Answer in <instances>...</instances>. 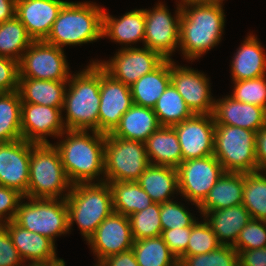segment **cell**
<instances>
[{"instance_id":"cell-1","label":"cell","mask_w":266,"mask_h":266,"mask_svg":"<svg viewBox=\"0 0 266 266\" xmlns=\"http://www.w3.org/2000/svg\"><path fill=\"white\" fill-rule=\"evenodd\" d=\"M66 130V139L57 142L63 168L69 181L76 183L105 182L104 154L106 135L97 131ZM103 174V175H102ZM100 175L103 178H100ZM96 179V181H95Z\"/></svg>"},{"instance_id":"cell-2","label":"cell","mask_w":266,"mask_h":266,"mask_svg":"<svg viewBox=\"0 0 266 266\" xmlns=\"http://www.w3.org/2000/svg\"><path fill=\"white\" fill-rule=\"evenodd\" d=\"M223 2L187 5L181 8L179 47L193 62L217 46L225 27Z\"/></svg>"},{"instance_id":"cell-3","label":"cell","mask_w":266,"mask_h":266,"mask_svg":"<svg viewBox=\"0 0 266 266\" xmlns=\"http://www.w3.org/2000/svg\"><path fill=\"white\" fill-rule=\"evenodd\" d=\"M67 85L62 108L66 110V130L98 132L100 65L90 63L84 70L70 74Z\"/></svg>"},{"instance_id":"cell-4","label":"cell","mask_w":266,"mask_h":266,"mask_svg":"<svg viewBox=\"0 0 266 266\" xmlns=\"http://www.w3.org/2000/svg\"><path fill=\"white\" fill-rule=\"evenodd\" d=\"M103 9L93 2L67 1L44 41L63 49L102 39Z\"/></svg>"},{"instance_id":"cell-5","label":"cell","mask_w":266,"mask_h":266,"mask_svg":"<svg viewBox=\"0 0 266 266\" xmlns=\"http://www.w3.org/2000/svg\"><path fill=\"white\" fill-rule=\"evenodd\" d=\"M65 199L69 231L76 222L86 241L113 212L112 191L108 182L73 184Z\"/></svg>"},{"instance_id":"cell-6","label":"cell","mask_w":266,"mask_h":266,"mask_svg":"<svg viewBox=\"0 0 266 266\" xmlns=\"http://www.w3.org/2000/svg\"><path fill=\"white\" fill-rule=\"evenodd\" d=\"M72 185L55 145L31 143L27 198L65 199Z\"/></svg>"},{"instance_id":"cell-7","label":"cell","mask_w":266,"mask_h":266,"mask_svg":"<svg viewBox=\"0 0 266 266\" xmlns=\"http://www.w3.org/2000/svg\"><path fill=\"white\" fill-rule=\"evenodd\" d=\"M256 132L236 126L215 124L214 156L225 172L257 171Z\"/></svg>"},{"instance_id":"cell-8","label":"cell","mask_w":266,"mask_h":266,"mask_svg":"<svg viewBox=\"0 0 266 266\" xmlns=\"http://www.w3.org/2000/svg\"><path fill=\"white\" fill-rule=\"evenodd\" d=\"M19 202L14 221L24 229L38 233L55 243L56 236L69 233L66 199L27 198Z\"/></svg>"},{"instance_id":"cell-9","label":"cell","mask_w":266,"mask_h":266,"mask_svg":"<svg viewBox=\"0 0 266 266\" xmlns=\"http://www.w3.org/2000/svg\"><path fill=\"white\" fill-rule=\"evenodd\" d=\"M150 165L145 143L106 135L104 178L110 181H137Z\"/></svg>"},{"instance_id":"cell-10","label":"cell","mask_w":266,"mask_h":266,"mask_svg":"<svg viewBox=\"0 0 266 266\" xmlns=\"http://www.w3.org/2000/svg\"><path fill=\"white\" fill-rule=\"evenodd\" d=\"M63 50L44 40L33 41L18 62L19 78L68 81L71 73Z\"/></svg>"},{"instance_id":"cell-11","label":"cell","mask_w":266,"mask_h":266,"mask_svg":"<svg viewBox=\"0 0 266 266\" xmlns=\"http://www.w3.org/2000/svg\"><path fill=\"white\" fill-rule=\"evenodd\" d=\"M177 171L178 194L195 207H199L225 172L214 155L183 161Z\"/></svg>"},{"instance_id":"cell-12","label":"cell","mask_w":266,"mask_h":266,"mask_svg":"<svg viewBox=\"0 0 266 266\" xmlns=\"http://www.w3.org/2000/svg\"><path fill=\"white\" fill-rule=\"evenodd\" d=\"M177 5L174 17L163 3H157L153 9H144L145 37L144 47L159 53L164 59L170 58L179 49V30L181 7Z\"/></svg>"},{"instance_id":"cell-13","label":"cell","mask_w":266,"mask_h":266,"mask_svg":"<svg viewBox=\"0 0 266 266\" xmlns=\"http://www.w3.org/2000/svg\"><path fill=\"white\" fill-rule=\"evenodd\" d=\"M165 59L147 47H122L108 61H90L98 63L114 79L127 86L134 84L139 78L156 69Z\"/></svg>"},{"instance_id":"cell-14","label":"cell","mask_w":266,"mask_h":266,"mask_svg":"<svg viewBox=\"0 0 266 266\" xmlns=\"http://www.w3.org/2000/svg\"><path fill=\"white\" fill-rule=\"evenodd\" d=\"M133 105L130 86L114 79L100 66V106L98 132L112 133L122 115Z\"/></svg>"},{"instance_id":"cell-15","label":"cell","mask_w":266,"mask_h":266,"mask_svg":"<svg viewBox=\"0 0 266 266\" xmlns=\"http://www.w3.org/2000/svg\"><path fill=\"white\" fill-rule=\"evenodd\" d=\"M172 127L181 146L183 161L214 154L215 121L212 114H194Z\"/></svg>"},{"instance_id":"cell-16","label":"cell","mask_w":266,"mask_h":266,"mask_svg":"<svg viewBox=\"0 0 266 266\" xmlns=\"http://www.w3.org/2000/svg\"><path fill=\"white\" fill-rule=\"evenodd\" d=\"M171 83L194 114H213L215 99L209 78L194 68L176 65L170 59Z\"/></svg>"},{"instance_id":"cell-17","label":"cell","mask_w":266,"mask_h":266,"mask_svg":"<svg viewBox=\"0 0 266 266\" xmlns=\"http://www.w3.org/2000/svg\"><path fill=\"white\" fill-rule=\"evenodd\" d=\"M87 243L97 257L98 263L95 266L109 256L132 249L134 239L129 218L112 212L98 226Z\"/></svg>"},{"instance_id":"cell-18","label":"cell","mask_w":266,"mask_h":266,"mask_svg":"<svg viewBox=\"0 0 266 266\" xmlns=\"http://www.w3.org/2000/svg\"><path fill=\"white\" fill-rule=\"evenodd\" d=\"M62 108L22 103V139L34 144L50 143L46 136L58 139L66 131L63 124Z\"/></svg>"},{"instance_id":"cell-19","label":"cell","mask_w":266,"mask_h":266,"mask_svg":"<svg viewBox=\"0 0 266 266\" xmlns=\"http://www.w3.org/2000/svg\"><path fill=\"white\" fill-rule=\"evenodd\" d=\"M31 142L19 139L0 143V186L12 188L27 198Z\"/></svg>"},{"instance_id":"cell-20","label":"cell","mask_w":266,"mask_h":266,"mask_svg":"<svg viewBox=\"0 0 266 266\" xmlns=\"http://www.w3.org/2000/svg\"><path fill=\"white\" fill-rule=\"evenodd\" d=\"M66 2L63 0H16L15 16L25 26L28 35L34 41L45 40Z\"/></svg>"},{"instance_id":"cell-21","label":"cell","mask_w":266,"mask_h":266,"mask_svg":"<svg viewBox=\"0 0 266 266\" xmlns=\"http://www.w3.org/2000/svg\"><path fill=\"white\" fill-rule=\"evenodd\" d=\"M213 118L215 124L236 126L257 132L266 125V109L224 96L215 100Z\"/></svg>"},{"instance_id":"cell-22","label":"cell","mask_w":266,"mask_h":266,"mask_svg":"<svg viewBox=\"0 0 266 266\" xmlns=\"http://www.w3.org/2000/svg\"><path fill=\"white\" fill-rule=\"evenodd\" d=\"M9 233L12 243L24 263L50 262L57 258L55 243L38 233L19 226L14 220L2 225Z\"/></svg>"},{"instance_id":"cell-23","label":"cell","mask_w":266,"mask_h":266,"mask_svg":"<svg viewBox=\"0 0 266 266\" xmlns=\"http://www.w3.org/2000/svg\"><path fill=\"white\" fill-rule=\"evenodd\" d=\"M102 37H107L113 42L124 44L131 48V44L140 41L144 43L145 14L144 9H135L126 12L120 18H115L104 9Z\"/></svg>"},{"instance_id":"cell-24","label":"cell","mask_w":266,"mask_h":266,"mask_svg":"<svg viewBox=\"0 0 266 266\" xmlns=\"http://www.w3.org/2000/svg\"><path fill=\"white\" fill-rule=\"evenodd\" d=\"M221 245L233 246L239 233L251 220L248 210L241 204L201 214Z\"/></svg>"},{"instance_id":"cell-25","label":"cell","mask_w":266,"mask_h":266,"mask_svg":"<svg viewBox=\"0 0 266 266\" xmlns=\"http://www.w3.org/2000/svg\"><path fill=\"white\" fill-rule=\"evenodd\" d=\"M244 40L231 61L232 81L254 79L266 75V54L261 43L252 33Z\"/></svg>"},{"instance_id":"cell-26","label":"cell","mask_w":266,"mask_h":266,"mask_svg":"<svg viewBox=\"0 0 266 266\" xmlns=\"http://www.w3.org/2000/svg\"><path fill=\"white\" fill-rule=\"evenodd\" d=\"M144 143L152 165L177 168L183 162L181 146L172 126H160Z\"/></svg>"},{"instance_id":"cell-27","label":"cell","mask_w":266,"mask_h":266,"mask_svg":"<svg viewBox=\"0 0 266 266\" xmlns=\"http://www.w3.org/2000/svg\"><path fill=\"white\" fill-rule=\"evenodd\" d=\"M244 173L224 172L199 205L200 214L243 203Z\"/></svg>"},{"instance_id":"cell-28","label":"cell","mask_w":266,"mask_h":266,"mask_svg":"<svg viewBox=\"0 0 266 266\" xmlns=\"http://www.w3.org/2000/svg\"><path fill=\"white\" fill-rule=\"evenodd\" d=\"M160 126L153 108L133 104L111 134L126 140L145 142Z\"/></svg>"},{"instance_id":"cell-29","label":"cell","mask_w":266,"mask_h":266,"mask_svg":"<svg viewBox=\"0 0 266 266\" xmlns=\"http://www.w3.org/2000/svg\"><path fill=\"white\" fill-rule=\"evenodd\" d=\"M154 203H164L178 190L177 168L150 164L137 180Z\"/></svg>"},{"instance_id":"cell-30","label":"cell","mask_w":266,"mask_h":266,"mask_svg":"<svg viewBox=\"0 0 266 266\" xmlns=\"http://www.w3.org/2000/svg\"><path fill=\"white\" fill-rule=\"evenodd\" d=\"M68 81L19 78L18 92L22 103L63 107Z\"/></svg>"},{"instance_id":"cell-31","label":"cell","mask_w":266,"mask_h":266,"mask_svg":"<svg viewBox=\"0 0 266 266\" xmlns=\"http://www.w3.org/2000/svg\"><path fill=\"white\" fill-rule=\"evenodd\" d=\"M170 82V60L165 59L156 69L130 86L133 104L153 108Z\"/></svg>"},{"instance_id":"cell-32","label":"cell","mask_w":266,"mask_h":266,"mask_svg":"<svg viewBox=\"0 0 266 266\" xmlns=\"http://www.w3.org/2000/svg\"><path fill=\"white\" fill-rule=\"evenodd\" d=\"M113 212L129 217L154 203L137 181H110Z\"/></svg>"},{"instance_id":"cell-33","label":"cell","mask_w":266,"mask_h":266,"mask_svg":"<svg viewBox=\"0 0 266 266\" xmlns=\"http://www.w3.org/2000/svg\"><path fill=\"white\" fill-rule=\"evenodd\" d=\"M22 102L18 90L0 93V143L22 139Z\"/></svg>"},{"instance_id":"cell-34","label":"cell","mask_w":266,"mask_h":266,"mask_svg":"<svg viewBox=\"0 0 266 266\" xmlns=\"http://www.w3.org/2000/svg\"><path fill=\"white\" fill-rule=\"evenodd\" d=\"M153 111L161 126H173L194 115L171 82L157 100Z\"/></svg>"},{"instance_id":"cell-35","label":"cell","mask_w":266,"mask_h":266,"mask_svg":"<svg viewBox=\"0 0 266 266\" xmlns=\"http://www.w3.org/2000/svg\"><path fill=\"white\" fill-rule=\"evenodd\" d=\"M132 250L139 266H179L178 258L161 236L136 240Z\"/></svg>"},{"instance_id":"cell-36","label":"cell","mask_w":266,"mask_h":266,"mask_svg":"<svg viewBox=\"0 0 266 266\" xmlns=\"http://www.w3.org/2000/svg\"><path fill=\"white\" fill-rule=\"evenodd\" d=\"M33 41L25 26L16 16L9 21L0 23L1 57H8L19 62L23 53Z\"/></svg>"},{"instance_id":"cell-37","label":"cell","mask_w":266,"mask_h":266,"mask_svg":"<svg viewBox=\"0 0 266 266\" xmlns=\"http://www.w3.org/2000/svg\"><path fill=\"white\" fill-rule=\"evenodd\" d=\"M242 205L251 218L266 221V171L244 173Z\"/></svg>"},{"instance_id":"cell-38","label":"cell","mask_w":266,"mask_h":266,"mask_svg":"<svg viewBox=\"0 0 266 266\" xmlns=\"http://www.w3.org/2000/svg\"><path fill=\"white\" fill-rule=\"evenodd\" d=\"M128 218L134 241L161 236L160 203H152L146 209Z\"/></svg>"},{"instance_id":"cell-39","label":"cell","mask_w":266,"mask_h":266,"mask_svg":"<svg viewBox=\"0 0 266 266\" xmlns=\"http://www.w3.org/2000/svg\"><path fill=\"white\" fill-rule=\"evenodd\" d=\"M179 266H238V253L233 246L220 245L209 253L181 256Z\"/></svg>"},{"instance_id":"cell-40","label":"cell","mask_w":266,"mask_h":266,"mask_svg":"<svg viewBox=\"0 0 266 266\" xmlns=\"http://www.w3.org/2000/svg\"><path fill=\"white\" fill-rule=\"evenodd\" d=\"M233 93L229 95L234 100L256 105L266 109V75L240 81H233Z\"/></svg>"},{"instance_id":"cell-41","label":"cell","mask_w":266,"mask_h":266,"mask_svg":"<svg viewBox=\"0 0 266 266\" xmlns=\"http://www.w3.org/2000/svg\"><path fill=\"white\" fill-rule=\"evenodd\" d=\"M220 245L221 244L218 242L211 227L203 218L202 222L197 221L191 227L187 250L182 256H193L209 253L216 250Z\"/></svg>"},{"instance_id":"cell-42","label":"cell","mask_w":266,"mask_h":266,"mask_svg":"<svg viewBox=\"0 0 266 266\" xmlns=\"http://www.w3.org/2000/svg\"><path fill=\"white\" fill-rule=\"evenodd\" d=\"M160 220L162 231L173 229L192 227L197 221L183 204L173 200L160 203Z\"/></svg>"},{"instance_id":"cell-43","label":"cell","mask_w":266,"mask_h":266,"mask_svg":"<svg viewBox=\"0 0 266 266\" xmlns=\"http://www.w3.org/2000/svg\"><path fill=\"white\" fill-rule=\"evenodd\" d=\"M233 247L236 251L266 247V221L251 218L239 233Z\"/></svg>"},{"instance_id":"cell-44","label":"cell","mask_w":266,"mask_h":266,"mask_svg":"<svg viewBox=\"0 0 266 266\" xmlns=\"http://www.w3.org/2000/svg\"><path fill=\"white\" fill-rule=\"evenodd\" d=\"M23 197L15 189L0 186V225L15 219L19 202Z\"/></svg>"},{"instance_id":"cell-45","label":"cell","mask_w":266,"mask_h":266,"mask_svg":"<svg viewBox=\"0 0 266 266\" xmlns=\"http://www.w3.org/2000/svg\"><path fill=\"white\" fill-rule=\"evenodd\" d=\"M18 61L0 56V93L18 90Z\"/></svg>"},{"instance_id":"cell-46","label":"cell","mask_w":266,"mask_h":266,"mask_svg":"<svg viewBox=\"0 0 266 266\" xmlns=\"http://www.w3.org/2000/svg\"><path fill=\"white\" fill-rule=\"evenodd\" d=\"M191 227L163 230L161 237L172 253L179 259L187 250Z\"/></svg>"},{"instance_id":"cell-47","label":"cell","mask_w":266,"mask_h":266,"mask_svg":"<svg viewBox=\"0 0 266 266\" xmlns=\"http://www.w3.org/2000/svg\"><path fill=\"white\" fill-rule=\"evenodd\" d=\"M24 261L12 243L8 231L0 225V266H23Z\"/></svg>"},{"instance_id":"cell-48","label":"cell","mask_w":266,"mask_h":266,"mask_svg":"<svg viewBox=\"0 0 266 266\" xmlns=\"http://www.w3.org/2000/svg\"><path fill=\"white\" fill-rule=\"evenodd\" d=\"M238 266H266V247L237 251Z\"/></svg>"},{"instance_id":"cell-49","label":"cell","mask_w":266,"mask_h":266,"mask_svg":"<svg viewBox=\"0 0 266 266\" xmlns=\"http://www.w3.org/2000/svg\"><path fill=\"white\" fill-rule=\"evenodd\" d=\"M97 266H139L132 249L107 257Z\"/></svg>"},{"instance_id":"cell-50","label":"cell","mask_w":266,"mask_h":266,"mask_svg":"<svg viewBox=\"0 0 266 266\" xmlns=\"http://www.w3.org/2000/svg\"><path fill=\"white\" fill-rule=\"evenodd\" d=\"M256 162L257 171H266V125L256 132Z\"/></svg>"},{"instance_id":"cell-51","label":"cell","mask_w":266,"mask_h":266,"mask_svg":"<svg viewBox=\"0 0 266 266\" xmlns=\"http://www.w3.org/2000/svg\"><path fill=\"white\" fill-rule=\"evenodd\" d=\"M16 0H0V23L15 17Z\"/></svg>"},{"instance_id":"cell-52","label":"cell","mask_w":266,"mask_h":266,"mask_svg":"<svg viewBox=\"0 0 266 266\" xmlns=\"http://www.w3.org/2000/svg\"><path fill=\"white\" fill-rule=\"evenodd\" d=\"M223 1L224 0H180L178 1V5L182 8L187 5L220 3Z\"/></svg>"},{"instance_id":"cell-53","label":"cell","mask_w":266,"mask_h":266,"mask_svg":"<svg viewBox=\"0 0 266 266\" xmlns=\"http://www.w3.org/2000/svg\"><path fill=\"white\" fill-rule=\"evenodd\" d=\"M29 264H23V266H65L63 259H55L50 262H28Z\"/></svg>"}]
</instances>
